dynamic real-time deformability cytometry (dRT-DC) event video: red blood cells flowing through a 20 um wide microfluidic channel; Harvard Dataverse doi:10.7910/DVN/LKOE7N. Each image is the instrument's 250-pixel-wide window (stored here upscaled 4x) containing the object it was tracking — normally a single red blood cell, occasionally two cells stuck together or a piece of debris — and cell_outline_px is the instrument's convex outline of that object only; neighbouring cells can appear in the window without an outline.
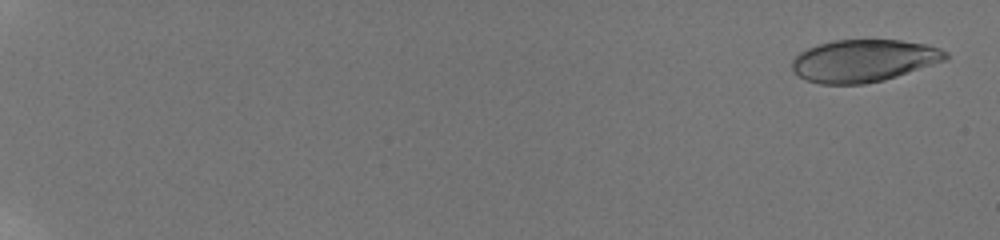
{"species": "human", "species_latin": "Homo sapiens", "temperature_condition": "room temperature", "stored_images_in_passage": 60, "camera_frame_rate_fps": 3000, "um_per_image_px": 0.085, "donor": {"sex": "male"}, "frame": {"image": 1, "passage_image": 3, "time_ms": 0.667, "image_size_px": [1000, 240], "cell_outline_px": [[948, 60], [884, 80], [864, 84], [820, 84], [808, 80], [792, 72], [792, 60], [800, 52], [808, 48], [832, 40], [900, 40], [928, 44], [940, 48], [948, 52]], "centroid_in_image_um": [73.45, 5.16], "position_along_channel_um": 11.6, "area_um2": 38.03}}
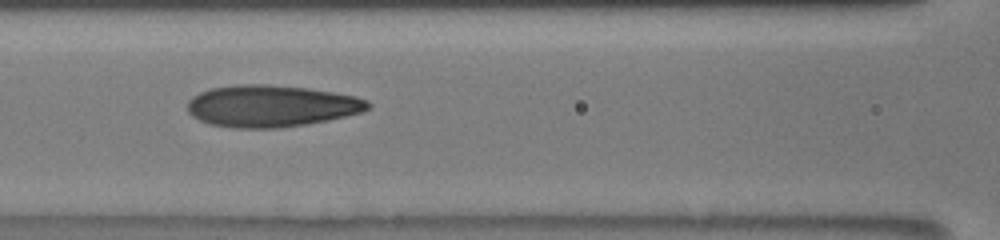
{"frame": {"image": 2, "passage_image": 32, "time_ms": 10.333, "image_size_px": [1000, 240], "cell_outline_px": [[372, 104], [368, 108], [360, 112], [328, 120], [304, 124], [276, 128], [236, 128], [208, 124], [192, 116], [188, 112], [188, 100], [192, 96], [200, 92], [212, 88], [236, 84], [264, 84], [308, 88], [356, 96], [368, 100]], "centroid_in_image_um": [23.02, 9.0], "position_along_channel_um": 143.6, "area_um2": 43.87}}
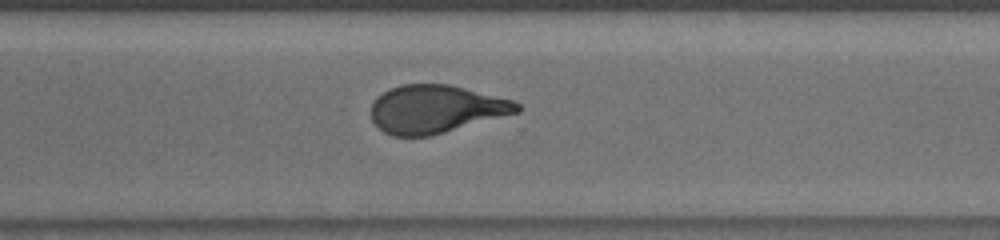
{"frame": {"image": 3, "passage_image": 47, "time_ms": 15.333, "image_size_px": [1000, 240], "cell_outline_px": [[520, 112], [432, 136], [392, 136], [384, 132], [372, 120], [372, 104], [376, 96], [388, 88], [400, 84], [452, 84], [512, 100], [520, 104]], "centroid_in_image_um": [37.05, 9.27], "position_along_channel_um": 333.6, "area_um2": 41.15}, "authors_computed_cell_mechanics": {"area_um2": 40.9802, "velocity_mm_per_s": 3.8086, "shape_relaxation_time_tau1_ms": 8.0406, "shape_relaxation_time_tau2_ms": 1.2445, "deformation_change_tau1": 0.2486, "deformation_change_tau2": 0.0911}}